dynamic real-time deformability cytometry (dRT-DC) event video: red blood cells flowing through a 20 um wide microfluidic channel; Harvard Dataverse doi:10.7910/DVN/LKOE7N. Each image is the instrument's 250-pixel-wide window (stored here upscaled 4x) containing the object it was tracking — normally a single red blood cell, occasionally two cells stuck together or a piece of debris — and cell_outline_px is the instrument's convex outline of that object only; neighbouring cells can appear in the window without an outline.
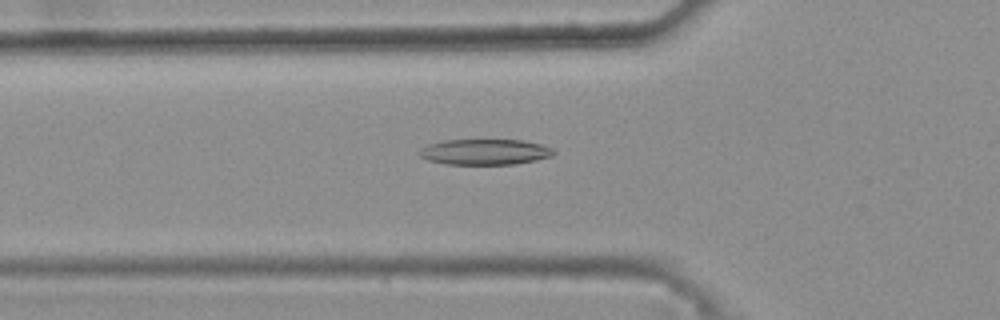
{"species": "common noctule bat (a hibernating species)", "species_latin": "Nyctalus noctula", "temperature_condition": "warm", "stored_images_in_passage": 46, "camera_frame_rate_fps": 3000, "um_per_image_px": 0.085, "animal": {"sex": "female", "body_mass_g": 25.1}, "frame": {"image": 1, "passage_image": 18, "time_ms": 5.667, "image_size_px": [1000, 320], "cell_outline_px": [[556, 152], [552, 156], [536, 160], [516, 164], [448, 164], [428, 160], [420, 156], [416, 152], [420, 148], [428, 144], [444, 140], [524, 140], [540, 144], [552, 148]], "centroid_in_image_um": [41.2, 12.91], "position_along_channel_um": 84.6, "area_um2": 20.17}}
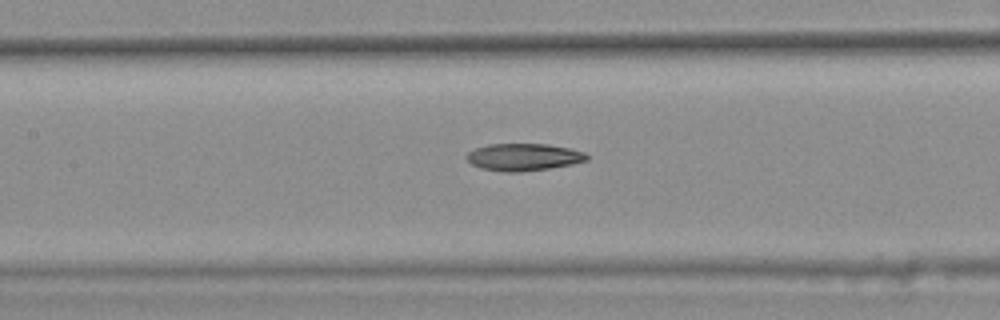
{"frame": {"image": 2, "passage_image": 24, "time_ms": 7.667, "image_size_px": [1000, 320], "cell_outline_px": [[588, 160], [572, 164], [548, 168], [520, 172], [504, 172], [480, 168], [472, 164], [464, 156], [468, 152], [476, 148], [488, 144], [548, 144], [568, 148], [584, 152], [588, 156]], "centroid_in_image_um": [44.48, 13.35], "position_along_channel_um": 162.9, "area_um2": 19.02}}
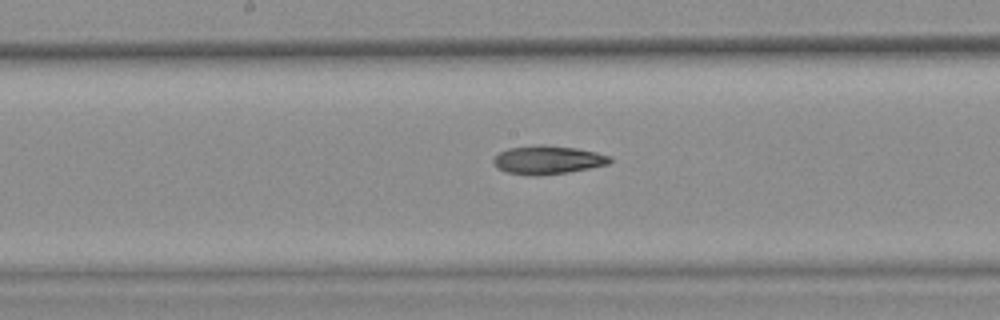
{"frame": {"image": 3, "passage_image": 27, "time_ms": 8.667, "image_size_px": [1000, 320], "cell_outline_px": [[612, 160], [608, 164], [568, 172], [532, 176], [508, 172], [500, 168], [492, 160], [500, 152], [508, 148], [540, 144], [544, 144], [576, 148], [596, 152], [608, 156]], "centroid_in_image_um": [46.56, 13.58], "position_along_channel_um": 201.6, "area_um2": 19.02}}